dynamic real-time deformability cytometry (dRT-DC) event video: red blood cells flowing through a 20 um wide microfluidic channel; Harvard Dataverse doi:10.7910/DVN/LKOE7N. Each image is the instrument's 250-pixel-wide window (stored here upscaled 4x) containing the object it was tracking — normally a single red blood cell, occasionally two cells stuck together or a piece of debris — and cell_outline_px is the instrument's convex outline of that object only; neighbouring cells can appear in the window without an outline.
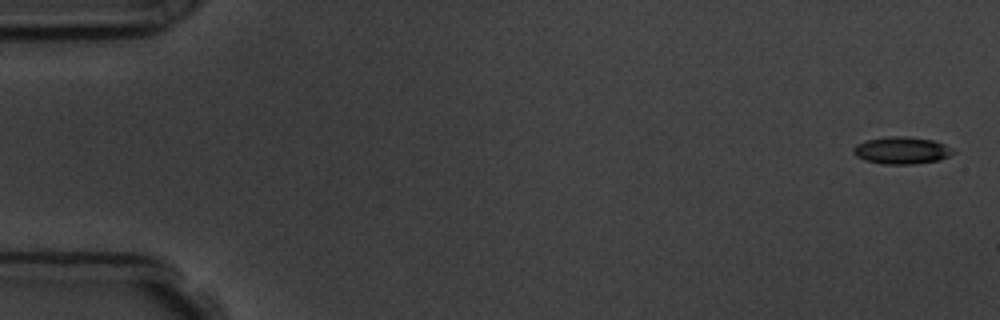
{"species": "common noctule bat (a hibernating species)", "species_latin": "Nyctalus noctula", "temperature_condition": "room temperature", "stored_images_in_passage": 4, "camera_frame_rate_fps": 3000, "um_per_image_px": 0.085, "animal": {"sex": "male", "body_mass_g": 19.5, "forearm_length_mm": 54.6}, "frame": {"image": 1, "passage_image": 1, "time_ms": 0.0, "image_size_px": [1000, 320], "cell_outline_px": [[956, 152], [940, 160], [916, 164], [884, 164], [864, 160], [856, 156], [852, 152], [852, 148], [856, 144], [868, 140], [892, 136], [904, 136], [936, 140], [952, 148]], "centroid_in_image_um": [76.66, 12.79], "position_along_channel_um": 8.3, "area_um2": 15.9}}